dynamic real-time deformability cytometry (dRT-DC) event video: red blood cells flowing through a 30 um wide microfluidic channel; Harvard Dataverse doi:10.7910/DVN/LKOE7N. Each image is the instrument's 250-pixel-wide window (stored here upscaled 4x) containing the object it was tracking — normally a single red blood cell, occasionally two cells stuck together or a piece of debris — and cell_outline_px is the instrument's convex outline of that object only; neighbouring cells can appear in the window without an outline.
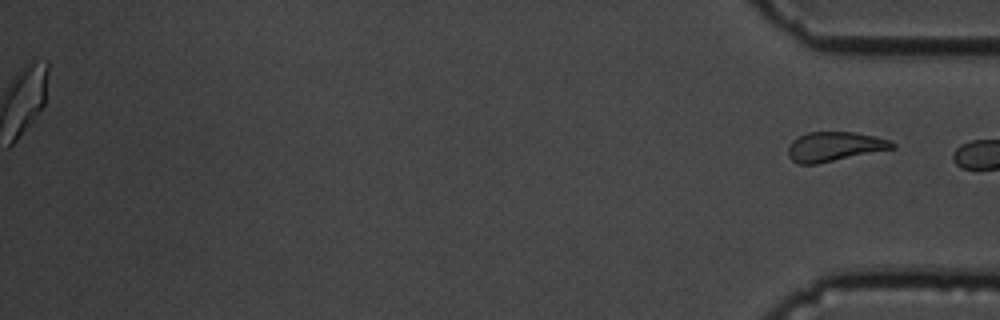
{"species": "common noctule bat (a hibernating species)", "species_latin": "Nyctalus noctula", "temperature_condition": "cold", "stored_images_in_passage": 57, "segment_of_instrument_passage": [2, 2], "camera_frame_rate_fps": 3000, "um_per_image_px": 0.085, "animal": {"sex": "male", "body_mass_g": 19.5, "forearm_length_mm": 54.6}, "frame": {"image": 1, "passage_image": 57, "time_ms": 18.667, "image_size_px": [1000, 320], "cell_outline_px": [[896, 148], [816, 164], [800, 164], [792, 160], [788, 156], [788, 148], [792, 140], [808, 132], [856, 132], [876, 136], [888, 140], [896, 144]], "centroid_in_image_um": [70.95, 12.45], "position_along_channel_um": 364.3, "area_um2": 17.86}}